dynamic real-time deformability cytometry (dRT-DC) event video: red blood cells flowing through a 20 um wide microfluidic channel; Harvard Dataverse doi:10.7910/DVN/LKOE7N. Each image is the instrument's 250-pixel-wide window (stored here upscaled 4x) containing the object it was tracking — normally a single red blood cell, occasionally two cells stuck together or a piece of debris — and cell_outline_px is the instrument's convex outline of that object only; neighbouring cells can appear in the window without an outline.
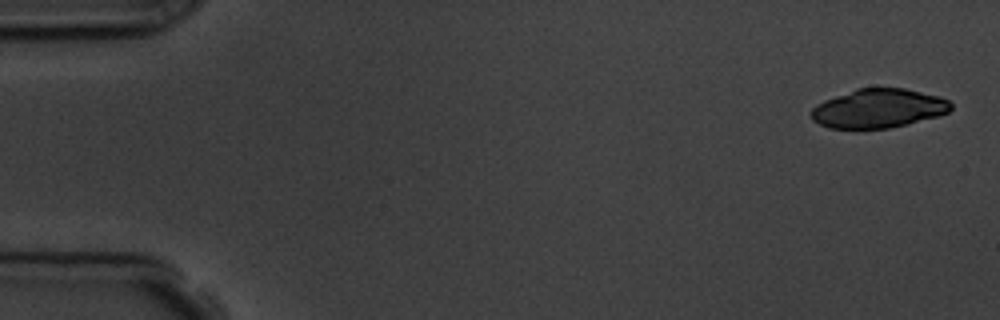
{"species": "common noctule bat (a hibernating species)", "species_latin": "Nyctalus noctula", "temperature_condition": "room temperature", "stored_images_in_passage": 5, "camera_frame_rate_fps": 3000, "um_per_image_px": 0.085, "animal": {"sex": "male", "body_mass_g": 19.5, "forearm_length_mm": 54.6}, "frame": {"image": 1, "passage_image": 1, "time_ms": 0.0, "image_size_px": [1000, 320], "cell_outline_px": [[952, 108], [948, 112], [940, 116], [888, 128], [828, 128], [812, 120], [808, 112], [816, 104], [824, 100], [856, 88], [904, 88], [940, 96], [948, 100], [952, 104]], "centroid_in_image_um": [74.65, 9.21], "position_along_channel_um": 10.3, "area_um2": 31.85}}